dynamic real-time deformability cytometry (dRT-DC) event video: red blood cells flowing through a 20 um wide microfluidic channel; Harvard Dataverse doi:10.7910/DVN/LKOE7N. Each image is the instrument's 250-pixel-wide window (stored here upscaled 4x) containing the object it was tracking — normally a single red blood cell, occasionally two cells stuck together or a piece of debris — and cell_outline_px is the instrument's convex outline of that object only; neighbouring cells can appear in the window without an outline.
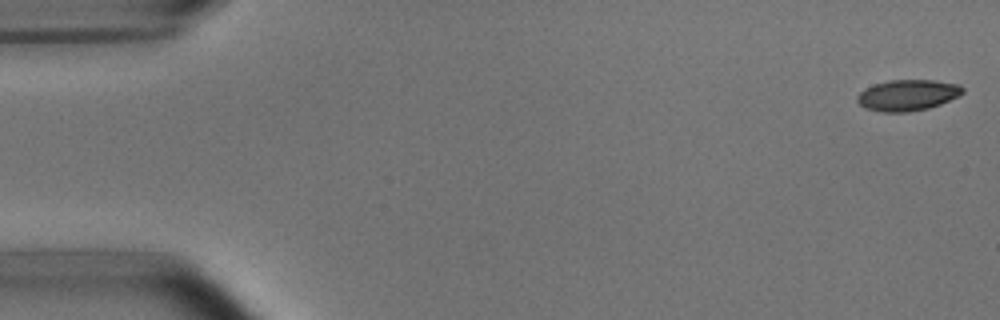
{"species": "common noctule bat (a hibernating species)", "species_latin": "Nyctalus noctula", "temperature_condition": "room temperature", "stored_images_in_passage": 3, "camera_frame_rate_fps": 3000, "um_per_image_px": 0.085, "animal": {"sex": "male", "body_mass_g": 15.6}, "frame": {"image": 1, "passage_image": 1, "time_ms": 0.0, "image_size_px": [1000, 320], "cell_outline_px": [[964, 92], [960, 96], [940, 104], [928, 108], [908, 112], [880, 112], [864, 108], [856, 100], [856, 96], [864, 88], [888, 80], [932, 80], [960, 84], [964, 88]], "centroid_in_image_um": [77.15, 8.09], "position_along_channel_um": 7.9, "area_um2": 19.25}}